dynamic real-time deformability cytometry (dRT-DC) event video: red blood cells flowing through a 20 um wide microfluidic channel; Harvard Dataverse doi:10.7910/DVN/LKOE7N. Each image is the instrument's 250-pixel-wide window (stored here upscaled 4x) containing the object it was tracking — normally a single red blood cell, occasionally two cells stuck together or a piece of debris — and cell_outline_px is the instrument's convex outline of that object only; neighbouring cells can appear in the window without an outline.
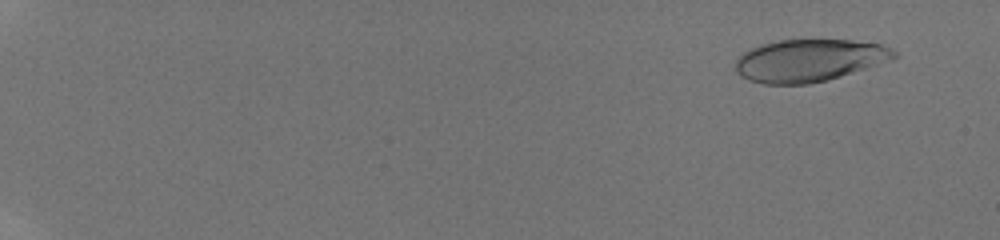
{"species": "human", "species_latin": "Homo sapiens", "temperature_condition": "room temperature", "stored_images_in_passage": 50, "camera_frame_rate_fps": 3000, "um_per_image_px": 0.085, "donor": {"sex": "male"}, "frame": {"image": 1, "passage_image": 2, "time_ms": 0.333, "image_size_px": [1000, 240], "cell_outline_px": [[900, 56], [828, 80], [808, 84], [764, 84], [748, 80], [740, 76], [736, 72], [736, 60], [748, 48], [760, 44], [780, 40], [852, 40], [880, 44], [892, 48]], "centroid_in_image_um": [68.74, 5.13], "position_along_channel_um": 16.3, "area_um2": 39.02}}
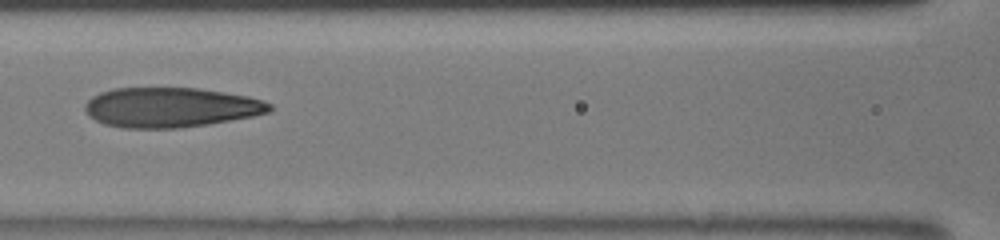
{"frame": {"image": 2, "passage_image": 26, "time_ms": 8.333, "image_size_px": [1000, 240], "cell_outline_px": [[272, 108], [268, 112], [252, 116], [208, 124], [176, 128], [124, 128], [104, 124], [88, 116], [84, 108], [84, 104], [92, 96], [100, 92], [112, 88], [200, 88], [248, 96], [264, 100], [272, 104]], "centroid_in_image_um": [14.48, 9.12], "position_along_channel_um": 152.1, "area_um2": 42.95}}
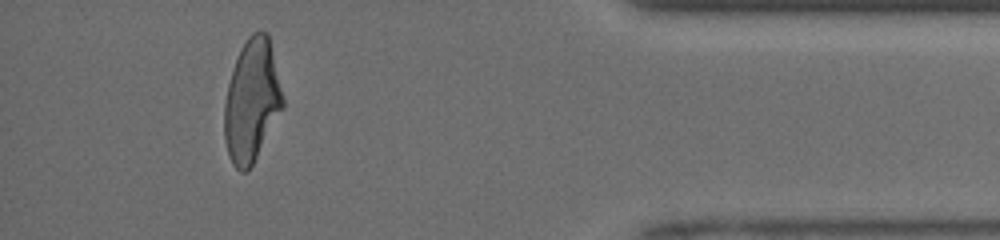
{"frame": {"image": 3, "passage_image": 47, "time_ms": 15.333, "image_size_px": [1000, 240], "cell_outline_px": [[284, 108], [252, 164], [244, 172], [240, 172], [232, 164], [228, 152], [224, 136], [224, 104], [228, 84], [240, 48], [248, 36], [252, 32], [268, 32], [284, 100]], "centroid_in_image_um": [21.4, 8.56], "position_along_channel_um": 413.8, "area_um2": 41.38}, "authors_computed_cell_mechanics": {"area_um2": 41.9628, "velocity_mm_per_s": 4.2137, "shape_relaxation_time_tau1_ms": 4.7812, "shape_relaxation_time_tau2_ms": 0.9674, "deformation_change_tau1": 0.2286, "deformation_change_tau2": 0.0894}}